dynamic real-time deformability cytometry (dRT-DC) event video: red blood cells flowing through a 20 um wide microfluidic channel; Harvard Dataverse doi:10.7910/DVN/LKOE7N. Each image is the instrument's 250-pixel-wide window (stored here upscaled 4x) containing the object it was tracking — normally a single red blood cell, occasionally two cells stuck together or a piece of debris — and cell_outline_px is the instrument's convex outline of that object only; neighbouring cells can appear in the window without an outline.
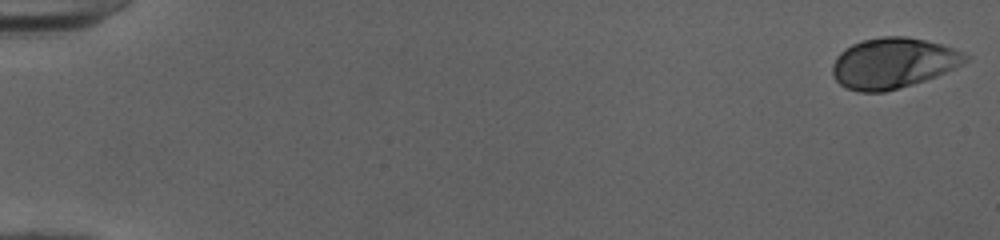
{"species": "human", "species_latin": "Homo sapiens", "temperature_condition": "cold", "stored_images_in_passage": 52, "camera_frame_rate_fps": 3000, "um_per_image_px": 0.085, "donor": {"sex": "female"}, "frame": {"image": 1, "passage_image": 1, "time_ms": 0.0, "image_size_px": [1000, 240], "cell_outline_px": [[972, 56], [968, 60], [956, 68], [936, 76], [912, 84], [884, 92], [860, 92], [844, 88], [832, 76], [832, 64], [836, 56], [844, 48], [852, 44], [864, 40], [884, 36], [908, 36], [940, 44], [952, 48]], "centroid_in_image_um": [75.89, 5.36], "position_along_channel_um": 9.1, "area_um2": 39.25}}
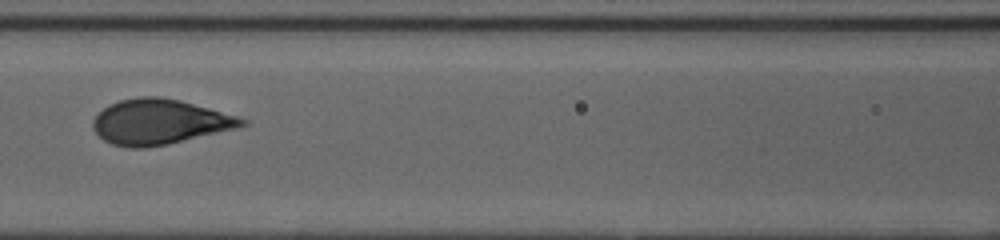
{"frame": {"image": 2, "passage_image": 25, "time_ms": 8.0, "image_size_px": [1000, 240], "cell_outline_px": [[248, 124], [240, 128], [168, 144], [144, 148], [128, 148], [112, 144], [104, 140], [92, 128], [92, 120], [104, 108], [120, 100], [140, 96], [160, 96], [180, 100], [236, 116], [248, 120]], "centroid_in_image_um": [13.57, 10.37], "position_along_channel_um": 153.0, "area_um2": 39.13}}
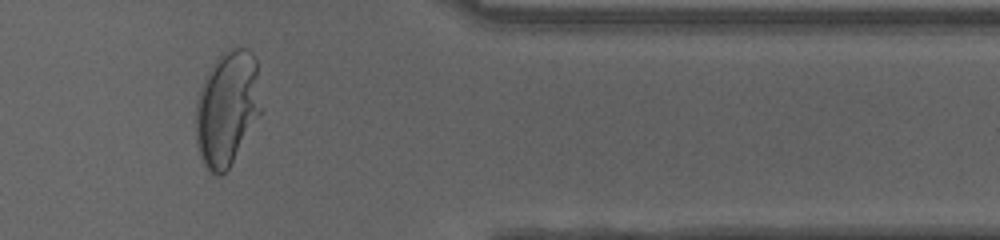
{"frame": {"image": 3, "passage_image": 44, "time_ms": 14.333, "image_size_px": [1000, 240], "cell_outline_px": [[260, 112], [228, 168], [220, 176], [216, 176], [208, 172], [200, 156], [196, 144], [196, 100], [204, 76], [220, 52], [228, 48], [248, 48], [252, 52], [256, 60], [260, 108]], "centroid_in_image_um": [19.25, 9.17], "position_along_channel_um": 392.1, "area_um2": 43.47}, "authors_computed_cell_mechanics": {"area_um2": 38.8416, "velocity_mm_per_s": 4.0063, "shape_relaxation_time_tau1_ms": 4.1654, "shape_relaxation_time_tau2_ms": null, "deformation_change_tau1": 0.2093, "deformation_change_tau2": null}}